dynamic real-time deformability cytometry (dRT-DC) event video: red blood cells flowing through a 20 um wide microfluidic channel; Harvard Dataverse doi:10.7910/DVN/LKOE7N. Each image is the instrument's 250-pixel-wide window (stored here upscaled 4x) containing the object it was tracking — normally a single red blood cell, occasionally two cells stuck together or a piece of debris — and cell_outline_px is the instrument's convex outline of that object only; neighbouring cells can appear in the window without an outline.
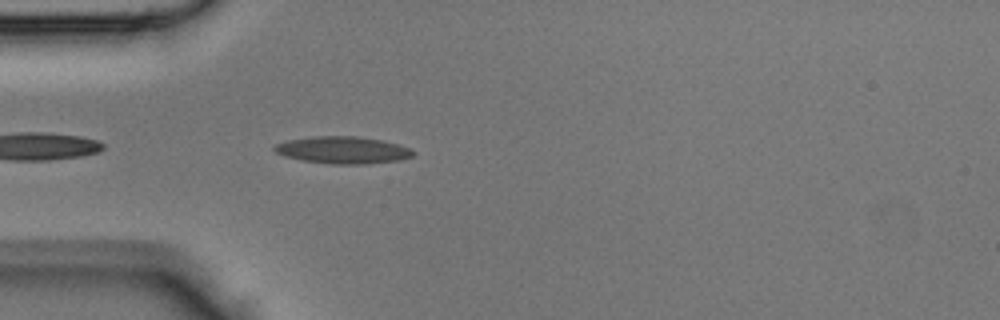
{"species": "Egyptian fruit bat (a non-hibernating species)", "species_latin": "Rousettus aegyptiacus", "temperature_condition": "room temperature", "stored_images_in_passage": 6, "camera_frame_rate_fps": 3000, "um_per_image_px": 0.085, "animal": {"sex": "male"}, "frame": {"image": 1, "passage_image": 2, "time_ms": 0.333, "image_size_px": [1000, 320], "cell_outline_px": [[416, 152], [412, 156], [400, 160], [364, 164], [332, 164], [300, 160], [284, 156], [276, 152], [272, 148], [276, 144], [288, 140], [316, 136], [356, 136], [384, 140], [412, 148]], "centroid_in_image_um": [29.17, 12.75], "position_along_channel_um": 55.8, "area_um2": 22.02}}